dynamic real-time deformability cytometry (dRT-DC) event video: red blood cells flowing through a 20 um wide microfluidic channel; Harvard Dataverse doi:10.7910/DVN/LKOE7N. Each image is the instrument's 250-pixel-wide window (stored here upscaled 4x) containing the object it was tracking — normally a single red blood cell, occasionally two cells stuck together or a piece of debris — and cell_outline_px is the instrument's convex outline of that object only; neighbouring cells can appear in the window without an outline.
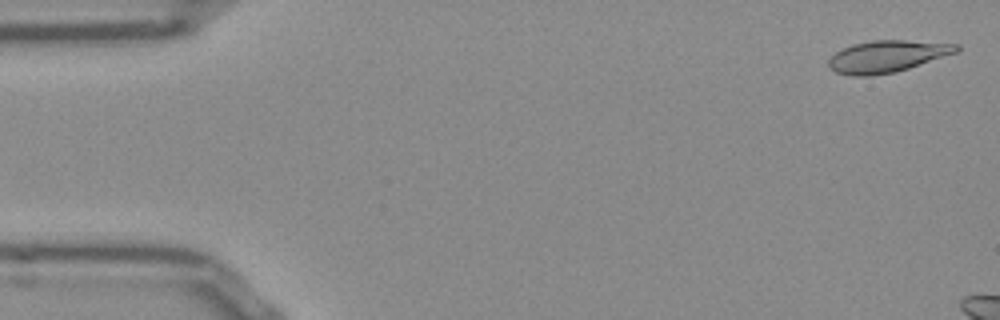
{"species": "Egyptian fruit bat (a non-hibernating species)", "species_latin": "Rousettus aegyptiacus", "temperature_condition": "room temperature", "stored_images_in_passage": 6, "camera_frame_rate_fps": 3000, "um_per_image_px": 0.085, "frame": {"image": 1, "passage_image": 1, "time_ms": 0.0, "image_size_px": [1000, 320], "cell_outline_px": [[960, 48], [956, 52], [896, 72], [872, 76], [852, 76], [836, 72], [828, 68], [828, 60], [836, 52], [852, 44], [872, 40], [904, 40], [960, 44]], "centroid_in_image_um": [75.37, 4.79], "position_along_channel_um": 9.6, "area_um2": 23.64}}